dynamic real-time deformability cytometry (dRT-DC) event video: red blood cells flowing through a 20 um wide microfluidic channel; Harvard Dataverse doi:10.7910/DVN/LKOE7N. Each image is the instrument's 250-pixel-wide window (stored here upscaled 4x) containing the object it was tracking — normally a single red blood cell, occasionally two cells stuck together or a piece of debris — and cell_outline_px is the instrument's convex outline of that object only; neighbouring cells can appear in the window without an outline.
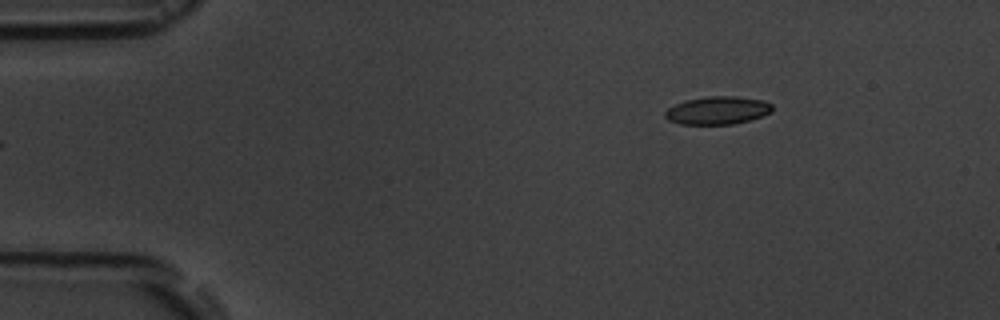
{"species": "common noctule bat (a hibernating species)", "species_latin": "Nyctalus noctula", "temperature_condition": "room temperature", "stored_images_in_passage": 2, "camera_frame_rate_fps": 3000, "um_per_image_px": 0.085, "animal": {"sex": "male", "body_mass_g": 19.5, "forearm_length_mm": 54.6}, "frame": {"image": 1, "passage_image": 2, "time_ms": 1.0, "image_size_px": [1000, 320], "cell_outline_px": [[772, 112], [748, 120], [732, 124], [680, 124], [668, 120], [664, 116], [664, 112], [668, 108], [684, 100], [708, 96], [736, 96], [764, 100], [772, 104]], "centroid_in_image_um": [60.97, 9.37], "position_along_channel_um": 24.0, "area_um2": 17.46}}